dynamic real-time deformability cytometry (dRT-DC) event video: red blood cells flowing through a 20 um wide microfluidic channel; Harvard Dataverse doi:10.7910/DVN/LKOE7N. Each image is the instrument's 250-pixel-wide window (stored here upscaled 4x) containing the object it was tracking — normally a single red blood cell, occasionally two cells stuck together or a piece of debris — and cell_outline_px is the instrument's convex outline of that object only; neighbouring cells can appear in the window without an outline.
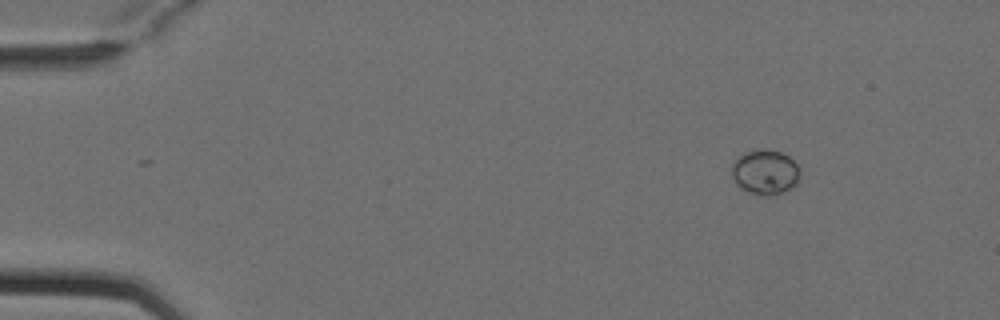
{"species": "Egyptian fruit bat (a non-hibernating species)", "species_latin": "Rousettus aegyptiacus", "temperature_condition": "cold", "stored_images_in_passage": 3, "camera_frame_rate_fps": 3000, "um_per_image_px": 0.085, "animal": {"sex": "female"}, "frame": {"image": 1, "passage_image": 1, "time_ms": 0.0, "image_size_px": [1000, 320], "cell_outline_px": [[800, 176], [796, 184], [784, 192], [776, 196], [764, 196], [748, 192], [740, 188], [736, 184], [732, 176], [732, 164], [744, 152], [780, 152], [788, 156], [800, 168]], "centroid_in_image_um": [65.05, 14.7], "position_along_channel_um": 19.9, "area_um2": 17.51}}
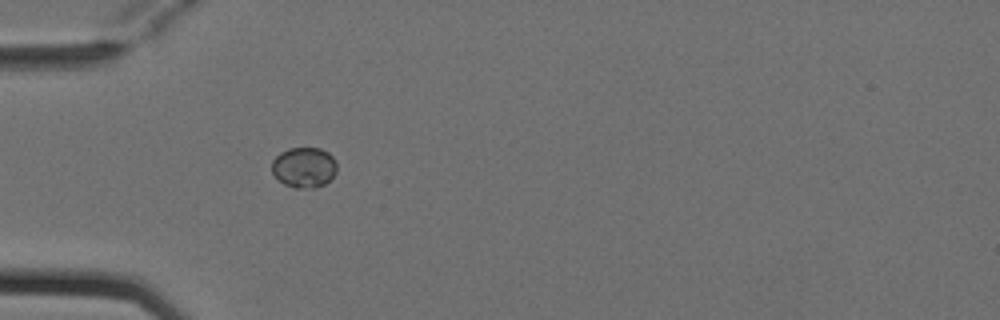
{"frame": {"image": 2, "passage_image": 3, "time_ms": 0.667, "image_size_px": [1000, 320], "cell_outline_px": [[336, 172], [324, 184], [316, 188], [296, 188], [284, 184], [272, 172], [272, 160], [280, 152], [288, 148], [320, 148], [328, 152], [336, 160]], "centroid_in_image_um": [25.84, 14.22], "position_along_channel_um": 59.2, "area_um2": 15.32}}